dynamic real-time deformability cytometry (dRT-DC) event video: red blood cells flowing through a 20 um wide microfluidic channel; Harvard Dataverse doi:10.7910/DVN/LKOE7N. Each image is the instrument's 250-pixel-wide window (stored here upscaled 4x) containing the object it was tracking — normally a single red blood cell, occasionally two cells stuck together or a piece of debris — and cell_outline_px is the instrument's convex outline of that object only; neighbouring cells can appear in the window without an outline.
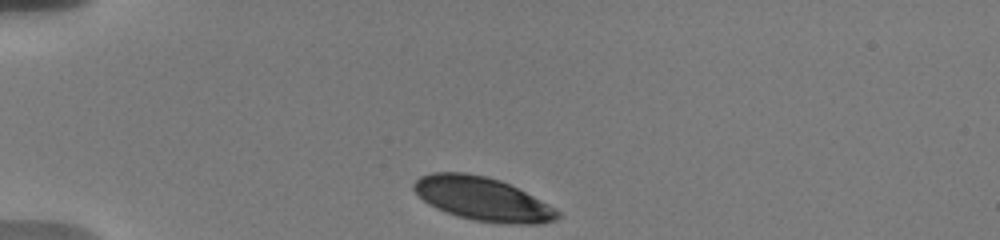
{"species": "human", "species_latin": "Homo sapiens", "temperature_condition": "warm", "stored_images_in_passage": 37, "camera_frame_rate_fps": 3000, "um_per_image_px": 0.085, "donor": {"sex": "male"}, "frame": {"image": 1, "passage_image": 1, "time_ms": 0.0, "image_size_px": [1000, 240], "cell_outline_px": [[560, 216], [556, 220], [540, 224], [508, 224], [472, 220], [436, 208], [424, 200], [412, 188], [412, 184], [420, 176], [432, 172], [464, 172], [488, 176], [500, 180], [556, 208], [560, 212]], "centroid_in_image_um": [41.02, 16.9], "position_along_channel_um": 44.0, "area_um2": 36.24}}
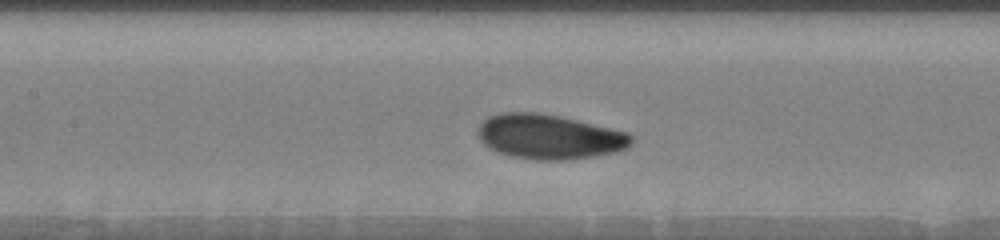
{"frame": {"image": 2, "passage_image": 14, "time_ms": 4.333, "image_size_px": [1000, 240], "cell_outline_px": [[632, 140], [628, 148], [616, 152], [568, 160], [532, 160], [512, 156], [488, 148], [480, 140], [480, 124], [488, 116], [504, 112], [536, 112], [560, 116], [628, 132], [632, 136]], "centroid_in_image_um": [46.7, 11.62], "position_along_channel_um": 160.7, "area_um2": 39.82}}
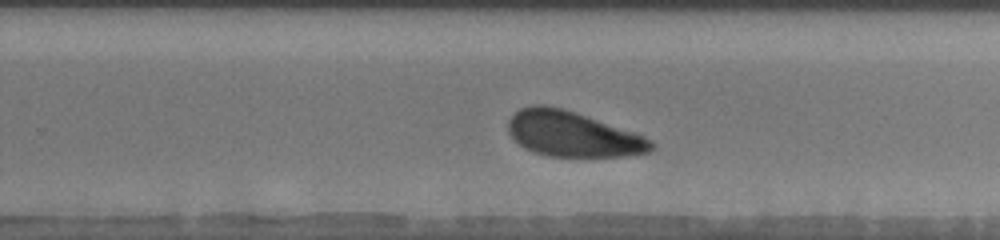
{"frame": {"image": 3, "passage_image": 24, "time_ms": 7.667, "image_size_px": [1000, 240], "cell_outline_px": [[656, 148], [652, 152], [624, 156], [548, 156], [524, 148], [508, 132], [508, 120], [520, 108], [532, 104], [544, 104], [564, 108], [636, 132], [644, 136], [656, 144]], "centroid_in_image_um": [48.71, 11.38], "position_along_channel_um": 281.1, "area_um2": 37.97}, "authors_computed_cell_mechanics": {"area_um2": 39.0728, "velocity_mm_per_s": 3.6209, "shape_relaxation_time_tau1_ms": 2.0491, "shape_relaxation_time_tau2_ms": null, "deformation_change_tau1": 0.1035, "deformation_change_tau2": null}}